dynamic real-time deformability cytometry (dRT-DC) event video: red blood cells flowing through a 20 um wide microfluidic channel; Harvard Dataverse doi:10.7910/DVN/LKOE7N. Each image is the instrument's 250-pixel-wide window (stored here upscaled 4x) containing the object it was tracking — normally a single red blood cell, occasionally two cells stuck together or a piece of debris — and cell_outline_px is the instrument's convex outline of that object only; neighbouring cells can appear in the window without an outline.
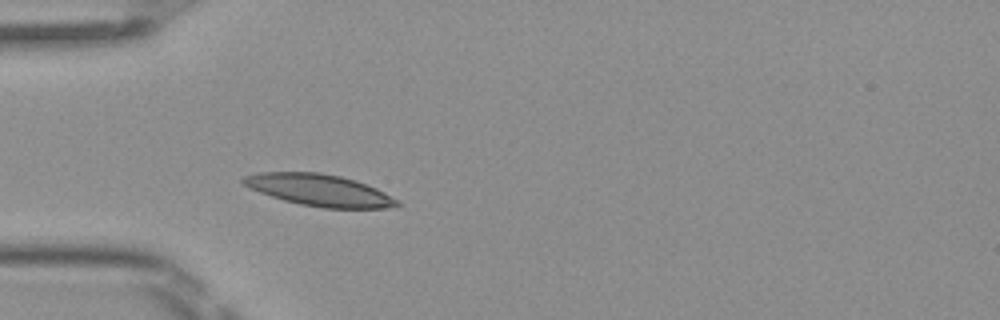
{"species": "Egyptian fruit bat (a non-hibernating species)", "species_latin": "Rousettus aegyptiacus", "temperature_condition": "room temperature", "stored_images_in_passage": 1, "camera_frame_rate_fps": 3000, "um_per_image_px": 0.085, "frame": {"image": 1, "passage_image": 1, "time_ms": 0.0, "image_size_px": [1000, 320], "cell_outline_px": [[400, 204], [396, 208], [324, 208], [300, 204], [284, 200], [260, 192], [244, 184], [240, 180], [244, 176], [260, 172], [320, 172], [340, 176], [356, 180], [376, 188], [384, 192], [396, 200]], "centroid_in_image_um": [27.16, 16.16], "position_along_channel_um": 57.8, "area_um2": 28.26}}